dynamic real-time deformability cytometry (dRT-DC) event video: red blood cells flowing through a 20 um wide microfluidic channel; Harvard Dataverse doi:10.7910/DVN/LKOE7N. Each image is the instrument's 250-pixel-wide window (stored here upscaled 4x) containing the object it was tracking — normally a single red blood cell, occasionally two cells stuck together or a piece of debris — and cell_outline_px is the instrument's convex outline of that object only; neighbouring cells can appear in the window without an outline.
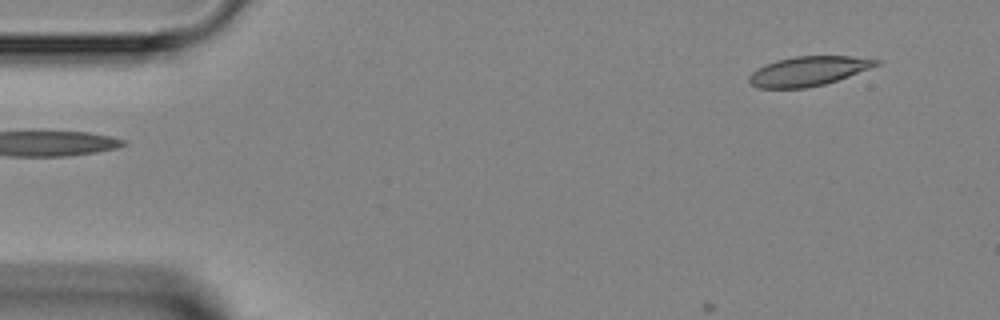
{"species": "Egyptian fruit bat (a non-hibernating species)", "species_latin": "Rousettus aegyptiacus", "temperature_condition": "room temperature", "stored_images_in_passage": 3, "segment_of_instrument_passage": [2, 2], "camera_frame_rate_fps": 3000, "um_per_image_px": 0.085, "animal": {"sex": "female"}, "frame": {"image": 1, "passage_image": 3, "time_ms": 2.333, "image_size_px": [1000, 320], "cell_outline_px": [[880, 64], [848, 76], [824, 84], [808, 88], [756, 88], [748, 80], [748, 76], [752, 72], [764, 64], [776, 60], [792, 56], [852, 56], [880, 60]], "centroid_in_image_um": [68.66, 6.04], "position_along_channel_um": 16.3, "area_um2": 21.79}}